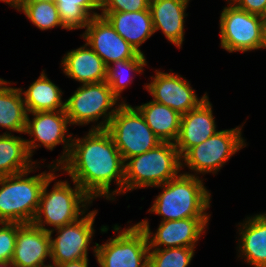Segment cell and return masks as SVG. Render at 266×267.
Listing matches in <instances>:
<instances>
[{"label":"cell","instance_id":"cell-32","mask_svg":"<svg viewBox=\"0 0 266 267\" xmlns=\"http://www.w3.org/2000/svg\"><path fill=\"white\" fill-rule=\"evenodd\" d=\"M232 3L239 9L260 15L266 20V0H234Z\"/></svg>","mask_w":266,"mask_h":267},{"label":"cell","instance_id":"cell-10","mask_svg":"<svg viewBox=\"0 0 266 267\" xmlns=\"http://www.w3.org/2000/svg\"><path fill=\"white\" fill-rule=\"evenodd\" d=\"M241 128L217 131L206 141L188 149L182 161L197 173H215L245 145Z\"/></svg>","mask_w":266,"mask_h":267},{"label":"cell","instance_id":"cell-18","mask_svg":"<svg viewBox=\"0 0 266 267\" xmlns=\"http://www.w3.org/2000/svg\"><path fill=\"white\" fill-rule=\"evenodd\" d=\"M189 0H150L154 32L162 30L167 40L181 47L184 39L185 10Z\"/></svg>","mask_w":266,"mask_h":267},{"label":"cell","instance_id":"cell-5","mask_svg":"<svg viewBox=\"0 0 266 267\" xmlns=\"http://www.w3.org/2000/svg\"><path fill=\"white\" fill-rule=\"evenodd\" d=\"M53 174L45 183L42 189L39 208L33 220L37 227L49 231L44 224H49L55 228L75 222L80 215L85 214L87 203L91 204L92 199L82 190V188L73 181L74 189L67 181H58L53 186L51 192H47L49 184L55 180ZM84 207L83 210L80 209ZM45 217L44 220L42 219Z\"/></svg>","mask_w":266,"mask_h":267},{"label":"cell","instance_id":"cell-30","mask_svg":"<svg viewBox=\"0 0 266 267\" xmlns=\"http://www.w3.org/2000/svg\"><path fill=\"white\" fill-rule=\"evenodd\" d=\"M0 262L12 261L16 237L18 231V223L16 222H0Z\"/></svg>","mask_w":266,"mask_h":267},{"label":"cell","instance_id":"cell-17","mask_svg":"<svg viewBox=\"0 0 266 267\" xmlns=\"http://www.w3.org/2000/svg\"><path fill=\"white\" fill-rule=\"evenodd\" d=\"M208 98L197 108L181 116L179 134L174 142L180 156L188 149L206 141L217 132L212 115V104Z\"/></svg>","mask_w":266,"mask_h":267},{"label":"cell","instance_id":"cell-2","mask_svg":"<svg viewBox=\"0 0 266 267\" xmlns=\"http://www.w3.org/2000/svg\"><path fill=\"white\" fill-rule=\"evenodd\" d=\"M198 176L183 173L156 187L163 188L149 212L163 216L162 221L209 218L210 193Z\"/></svg>","mask_w":266,"mask_h":267},{"label":"cell","instance_id":"cell-35","mask_svg":"<svg viewBox=\"0 0 266 267\" xmlns=\"http://www.w3.org/2000/svg\"><path fill=\"white\" fill-rule=\"evenodd\" d=\"M16 267L12 261L0 262V267Z\"/></svg>","mask_w":266,"mask_h":267},{"label":"cell","instance_id":"cell-22","mask_svg":"<svg viewBox=\"0 0 266 267\" xmlns=\"http://www.w3.org/2000/svg\"><path fill=\"white\" fill-rule=\"evenodd\" d=\"M135 108L162 142L176 141L182 116L179 112L153 100Z\"/></svg>","mask_w":266,"mask_h":267},{"label":"cell","instance_id":"cell-23","mask_svg":"<svg viewBox=\"0 0 266 267\" xmlns=\"http://www.w3.org/2000/svg\"><path fill=\"white\" fill-rule=\"evenodd\" d=\"M21 93L27 113L65 110V102L61 100L62 91L43 72L26 91L22 92L21 89Z\"/></svg>","mask_w":266,"mask_h":267},{"label":"cell","instance_id":"cell-36","mask_svg":"<svg viewBox=\"0 0 266 267\" xmlns=\"http://www.w3.org/2000/svg\"><path fill=\"white\" fill-rule=\"evenodd\" d=\"M262 48H266V21H265V26H264V36H263Z\"/></svg>","mask_w":266,"mask_h":267},{"label":"cell","instance_id":"cell-28","mask_svg":"<svg viewBox=\"0 0 266 267\" xmlns=\"http://www.w3.org/2000/svg\"><path fill=\"white\" fill-rule=\"evenodd\" d=\"M144 54L138 53L132 59L114 62V66H107L106 83L110 86L113 94L119 99L120 93L128 86L130 82L128 71L141 73L143 67L147 64ZM128 70V71H127ZM126 72V75L124 74Z\"/></svg>","mask_w":266,"mask_h":267},{"label":"cell","instance_id":"cell-6","mask_svg":"<svg viewBox=\"0 0 266 267\" xmlns=\"http://www.w3.org/2000/svg\"><path fill=\"white\" fill-rule=\"evenodd\" d=\"M106 130L124 162L130 157L155 148L162 142L147 125L141 113L124 101L111 118Z\"/></svg>","mask_w":266,"mask_h":267},{"label":"cell","instance_id":"cell-19","mask_svg":"<svg viewBox=\"0 0 266 267\" xmlns=\"http://www.w3.org/2000/svg\"><path fill=\"white\" fill-rule=\"evenodd\" d=\"M114 30L140 54V45L154 34L150 8L137 12H102Z\"/></svg>","mask_w":266,"mask_h":267},{"label":"cell","instance_id":"cell-3","mask_svg":"<svg viewBox=\"0 0 266 267\" xmlns=\"http://www.w3.org/2000/svg\"><path fill=\"white\" fill-rule=\"evenodd\" d=\"M126 162L124 193L136 188L162 185L177 177L183 167L181 156L172 142H161L141 155L130 157Z\"/></svg>","mask_w":266,"mask_h":267},{"label":"cell","instance_id":"cell-31","mask_svg":"<svg viewBox=\"0 0 266 267\" xmlns=\"http://www.w3.org/2000/svg\"><path fill=\"white\" fill-rule=\"evenodd\" d=\"M149 7L150 0H100L102 12H137Z\"/></svg>","mask_w":266,"mask_h":267},{"label":"cell","instance_id":"cell-26","mask_svg":"<svg viewBox=\"0 0 266 267\" xmlns=\"http://www.w3.org/2000/svg\"><path fill=\"white\" fill-rule=\"evenodd\" d=\"M53 1L57 5L60 20L67 30L85 28L92 17L100 15L91 11L100 8V0Z\"/></svg>","mask_w":266,"mask_h":267},{"label":"cell","instance_id":"cell-11","mask_svg":"<svg viewBox=\"0 0 266 267\" xmlns=\"http://www.w3.org/2000/svg\"><path fill=\"white\" fill-rule=\"evenodd\" d=\"M31 114L34 118L31 121L29 114L27 113L26 127L24 131L25 134L28 133L35 137L34 139L26 140L30 156L32 157L33 150L41 144L52 151L56 145L66 143L64 144L65 150L63 151V155L60 156L59 160H56L57 164L49 166L53 168V172L60 170L59 166L68 158L72 144L70 142L72 141V134H69V137L65 136V133L68 131L67 125L69 123L65 110L31 112ZM36 141L41 142V144H35Z\"/></svg>","mask_w":266,"mask_h":267},{"label":"cell","instance_id":"cell-13","mask_svg":"<svg viewBox=\"0 0 266 267\" xmlns=\"http://www.w3.org/2000/svg\"><path fill=\"white\" fill-rule=\"evenodd\" d=\"M82 36L106 66L117 61L132 59L138 54L101 15L90 19Z\"/></svg>","mask_w":266,"mask_h":267},{"label":"cell","instance_id":"cell-4","mask_svg":"<svg viewBox=\"0 0 266 267\" xmlns=\"http://www.w3.org/2000/svg\"><path fill=\"white\" fill-rule=\"evenodd\" d=\"M33 170L0 178V222L32 223L44 183L54 174L43 172L27 177ZM26 176V178H24Z\"/></svg>","mask_w":266,"mask_h":267},{"label":"cell","instance_id":"cell-14","mask_svg":"<svg viewBox=\"0 0 266 267\" xmlns=\"http://www.w3.org/2000/svg\"><path fill=\"white\" fill-rule=\"evenodd\" d=\"M152 79L144 88L152 95L153 101L166 105L181 115L197 108L208 97L205 94L198 99L189 81L182 79L178 74L156 70V75Z\"/></svg>","mask_w":266,"mask_h":267},{"label":"cell","instance_id":"cell-24","mask_svg":"<svg viewBox=\"0 0 266 267\" xmlns=\"http://www.w3.org/2000/svg\"><path fill=\"white\" fill-rule=\"evenodd\" d=\"M30 158L26 140L7 132L0 135V178L33 169Z\"/></svg>","mask_w":266,"mask_h":267},{"label":"cell","instance_id":"cell-7","mask_svg":"<svg viewBox=\"0 0 266 267\" xmlns=\"http://www.w3.org/2000/svg\"><path fill=\"white\" fill-rule=\"evenodd\" d=\"M118 98L113 94L110 86L106 81L90 84H82L74 94L65 101V113L69 120V125H87L90 122L101 121L92 129H106L111 118L116 113L117 107L113 106L117 103ZM108 112L107 110H110ZM108 112V113H107Z\"/></svg>","mask_w":266,"mask_h":267},{"label":"cell","instance_id":"cell-20","mask_svg":"<svg viewBox=\"0 0 266 267\" xmlns=\"http://www.w3.org/2000/svg\"><path fill=\"white\" fill-rule=\"evenodd\" d=\"M87 44L71 50L62 59L65 75L82 84L106 81L107 66Z\"/></svg>","mask_w":266,"mask_h":267},{"label":"cell","instance_id":"cell-8","mask_svg":"<svg viewBox=\"0 0 266 267\" xmlns=\"http://www.w3.org/2000/svg\"><path fill=\"white\" fill-rule=\"evenodd\" d=\"M93 249L100 267H148L149 244L143 228L137 223L120 230L114 239Z\"/></svg>","mask_w":266,"mask_h":267},{"label":"cell","instance_id":"cell-15","mask_svg":"<svg viewBox=\"0 0 266 267\" xmlns=\"http://www.w3.org/2000/svg\"><path fill=\"white\" fill-rule=\"evenodd\" d=\"M208 220L209 218H186L161 221L153 237L147 220H143L138 224L147 235L149 249H161L162 245L165 248L195 247V243L205 231Z\"/></svg>","mask_w":266,"mask_h":267},{"label":"cell","instance_id":"cell-9","mask_svg":"<svg viewBox=\"0 0 266 267\" xmlns=\"http://www.w3.org/2000/svg\"><path fill=\"white\" fill-rule=\"evenodd\" d=\"M229 4L220 16L221 47L228 52L261 49L265 18Z\"/></svg>","mask_w":266,"mask_h":267},{"label":"cell","instance_id":"cell-27","mask_svg":"<svg viewBox=\"0 0 266 267\" xmlns=\"http://www.w3.org/2000/svg\"><path fill=\"white\" fill-rule=\"evenodd\" d=\"M15 8L23 11L28 19L41 30H48L56 26L66 29L60 20L57 5L53 0H22Z\"/></svg>","mask_w":266,"mask_h":267},{"label":"cell","instance_id":"cell-12","mask_svg":"<svg viewBox=\"0 0 266 267\" xmlns=\"http://www.w3.org/2000/svg\"><path fill=\"white\" fill-rule=\"evenodd\" d=\"M97 211H90L87 215L62 227L55 228L58 236H50L51 267L65 262L88 258V245L94 233L93 224Z\"/></svg>","mask_w":266,"mask_h":267},{"label":"cell","instance_id":"cell-33","mask_svg":"<svg viewBox=\"0 0 266 267\" xmlns=\"http://www.w3.org/2000/svg\"><path fill=\"white\" fill-rule=\"evenodd\" d=\"M88 258L65 262L55 267H88Z\"/></svg>","mask_w":266,"mask_h":267},{"label":"cell","instance_id":"cell-16","mask_svg":"<svg viewBox=\"0 0 266 267\" xmlns=\"http://www.w3.org/2000/svg\"><path fill=\"white\" fill-rule=\"evenodd\" d=\"M54 229L45 231L33 223H18L16 244L12 262L16 267H51L44 265L51 257L50 236Z\"/></svg>","mask_w":266,"mask_h":267},{"label":"cell","instance_id":"cell-29","mask_svg":"<svg viewBox=\"0 0 266 267\" xmlns=\"http://www.w3.org/2000/svg\"><path fill=\"white\" fill-rule=\"evenodd\" d=\"M194 249L195 247L149 249L148 267H187L193 258Z\"/></svg>","mask_w":266,"mask_h":267},{"label":"cell","instance_id":"cell-34","mask_svg":"<svg viewBox=\"0 0 266 267\" xmlns=\"http://www.w3.org/2000/svg\"><path fill=\"white\" fill-rule=\"evenodd\" d=\"M3 2H6L7 4L10 5V7L12 6L13 8L16 7L22 0H0Z\"/></svg>","mask_w":266,"mask_h":267},{"label":"cell","instance_id":"cell-1","mask_svg":"<svg viewBox=\"0 0 266 267\" xmlns=\"http://www.w3.org/2000/svg\"><path fill=\"white\" fill-rule=\"evenodd\" d=\"M68 158L60 165L93 200L124 193V161L106 129H91L85 138L72 139ZM115 179L119 187L110 193Z\"/></svg>","mask_w":266,"mask_h":267},{"label":"cell","instance_id":"cell-21","mask_svg":"<svg viewBox=\"0 0 266 267\" xmlns=\"http://www.w3.org/2000/svg\"><path fill=\"white\" fill-rule=\"evenodd\" d=\"M247 220L239 230L240 254L248 264L266 267V213L248 217Z\"/></svg>","mask_w":266,"mask_h":267},{"label":"cell","instance_id":"cell-25","mask_svg":"<svg viewBox=\"0 0 266 267\" xmlns=\"http://www.w3.org/2000/svg\"><path fill=\"white\" fill-rule=\"evenodd\" d=\"M7 82H0V127L24 133L27 111L20 88L7 87Z\"/></svg>","mask_w":266,"mask_h":267}]
</instances>
